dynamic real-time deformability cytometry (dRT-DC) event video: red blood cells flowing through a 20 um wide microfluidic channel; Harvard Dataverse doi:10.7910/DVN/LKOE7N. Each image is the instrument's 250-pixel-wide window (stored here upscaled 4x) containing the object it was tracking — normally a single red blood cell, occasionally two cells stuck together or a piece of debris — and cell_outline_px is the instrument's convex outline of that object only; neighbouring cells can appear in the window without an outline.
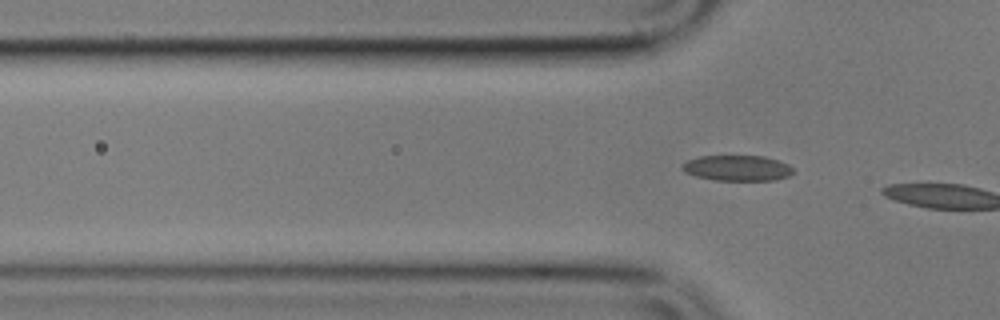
{"species": "common noctule bat (a hibernating species)", "species_latin": "Nyctalus noctula", "temperature_condition": "cold", "stored_images_in_passage": 5, "camera_frame_rate_fps": 3000, "um_per_image_px": 0.085, "animal": {"sex": "male", "body_mass_g": 17.9}, "frame": {"image": 1, "passage_image": 5, "time_ms": 5.0, "image_size_px": [1000, 320], "cell_outline_px": [[792, 172], [788, 176], [776, 180], [716, 180], [696, 176], [684, 172], [680, 168], [680, 164], [688, 160], [700, 156], [764, 156], [788, 164], [792, 168]], "centroid_in_image_um": [62.62, 14.28], "position_along_channel_um": 63.2, "area_um2": 16.47}}